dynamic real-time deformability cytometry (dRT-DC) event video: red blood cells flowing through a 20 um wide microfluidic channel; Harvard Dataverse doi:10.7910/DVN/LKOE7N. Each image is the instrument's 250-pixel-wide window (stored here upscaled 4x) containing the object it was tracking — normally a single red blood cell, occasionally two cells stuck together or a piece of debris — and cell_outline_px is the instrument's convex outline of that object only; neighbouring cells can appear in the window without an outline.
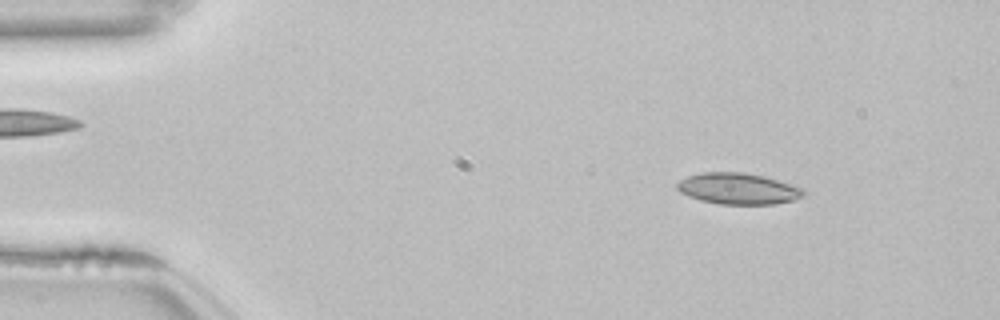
{"species": "common noctule bat (a hibernating species)", "species_latin": "Nyctalus noctula", "temperature_condition": "room temperature", "stored_images_in_passage": 53, "camera_frame_rate_fps": 3000, "um_per_image_px": 0.085, "animal": {"sex": "female", "body_mass_g": 22.7, "forearm_length_mm": 54.2}, "frame": {"image": 1, "passage_image": 7, "time_ms": 2.0, "image_size_px": [1000, 320], "cell_outline_px": [[804, 196], [792, 200], [772, 204], [720, 204], [700, 200], [688, 196], [680, 192], [676, 188], [676, 184], [680, 180], [688, 176], [700, 172], [744, 172], [764, 176], [792, 184], [804, 188]], "centroid_in_image_um": [62.73, 16.03], "position_along_channel_um": 22.3, "area_um2": 23.06}}
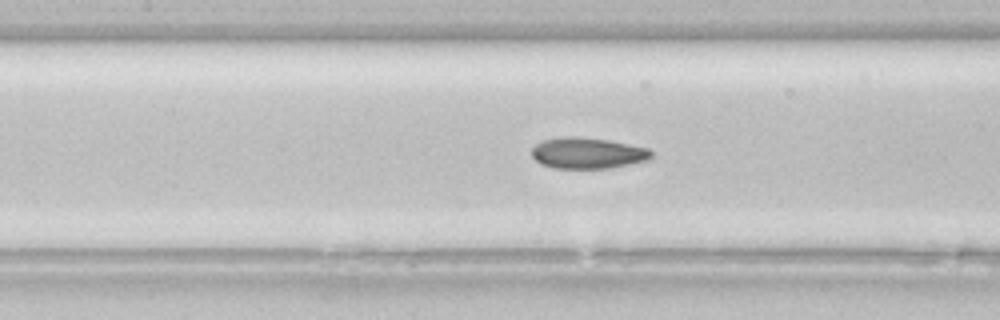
{"frame": {"image": 2, "passage_image": 24, "time_ms": 7.667, "image_size_px": [1000, 320], "cell_outline_px": [[652, 156], [648, 160], [608, 168], [552, 168], [540, 164], [532, 156], [532, 148], [536, 144], [544, 140], [568, 136], [576, 136], [608, 140], [648, 148], [652, 152]], "centroid_in_image_um": [49.93, 13.01], "position_along_channel_um": 157.5, "area_um2": 21.5}}
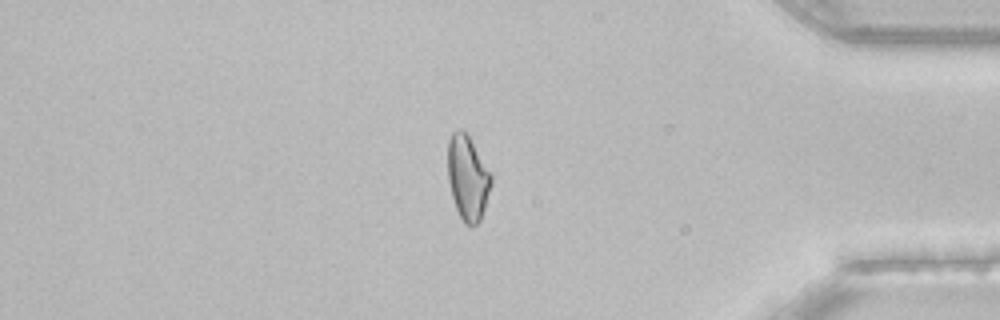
{"frame": {"image": 3, "passage_image": 45, "time_ms": 14.667, "image_size_px": [1000, 320], "cell_outline_px": [[492, 184], [480, 220], [472, 228], [464, 224], [456, 208], [452, 196], [448, 180], [448, 140], [452, 132], [460, 128], [468, 136], [492, 172]], "centroid_in_image_um": [39.76, 15.12], "position_along_channel_um": 395.4, "area_um2": 21.5}, "authors_computed_cell_mechanics": {"area_um2": 21.8484, "velocity_mm_per_s": 3.8494, "shape_relaxation_time_tau1_ms": null, "shape_relaxation_time_tau2_ms": 3.0109, "deformation_change_tau1": null, "deformation_change_tau2": 0.0955}}